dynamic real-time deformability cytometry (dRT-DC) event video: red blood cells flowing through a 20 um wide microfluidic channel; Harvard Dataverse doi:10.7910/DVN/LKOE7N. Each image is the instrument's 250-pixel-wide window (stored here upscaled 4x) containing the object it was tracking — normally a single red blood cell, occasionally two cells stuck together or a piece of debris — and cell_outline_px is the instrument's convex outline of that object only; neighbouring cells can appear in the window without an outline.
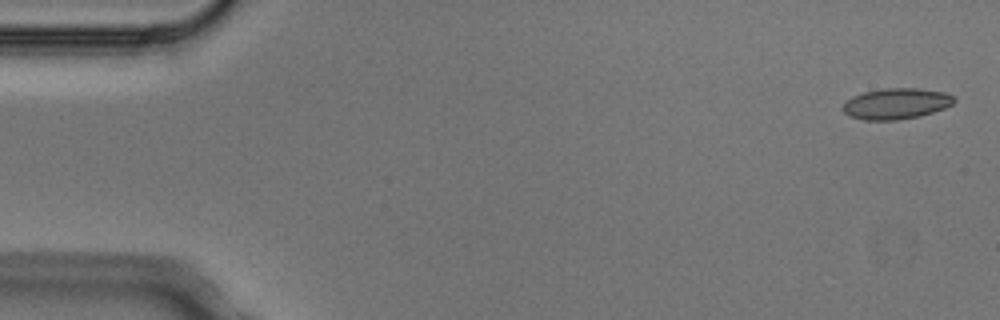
{"species": "Egyptian fruit bat (a non-hibernating species)", "species_latin": "Rousettus aegyptiacus", "temperature_condition": "cold", "stored_images_in_passage": 4, "camera_frame_rate_fps": 3000, "um_per_image_px": 0.085, "animal": {"sex": "male"}, "frame": {"image": 1, "passage_image": 1, "time_ms": 0.0, "image_size_px": [1000, 320], "cell_outline_px": [[956, 100], [952, 104], [944, 108], [920, 116], [896, 120], [864, 120], [848, 116], [840, 108], [852, 96], [864, 92], [884, 88], [916, 88], [944, 92], [952, 96]], "centroid_in_image_um": [76.14, 8.81], "position_along_channel_um": 8.9, "area_um2": 20.0}}
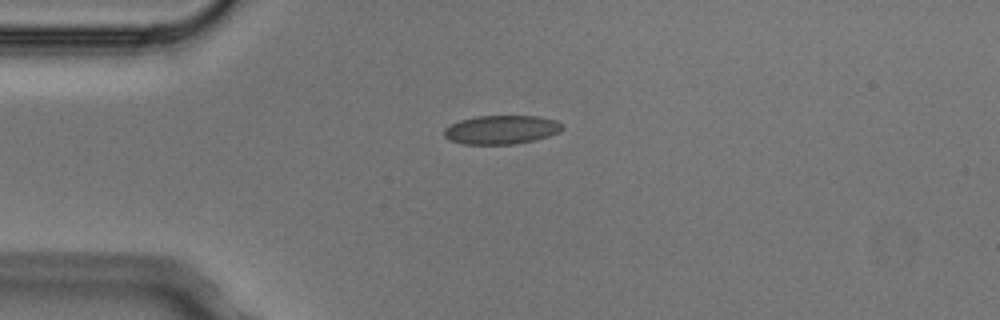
{"frame": {"image": 2, "passage_image": 4, "time_ms": 1.0, "image_size_px": [1000, 320], "cell_outline_px": [[564, 128], [560, 132], [548, 136], [516, 144], [464, 144], [448, 140], [444, 136], [444, 128], [460, 120], [476, 116], [536, 116], [556, 120], [564, 124]], "centroid_in_image_um": [42.62, 11.02], "position_along_channel_um": 42.4, "area_um2": 19.88}}